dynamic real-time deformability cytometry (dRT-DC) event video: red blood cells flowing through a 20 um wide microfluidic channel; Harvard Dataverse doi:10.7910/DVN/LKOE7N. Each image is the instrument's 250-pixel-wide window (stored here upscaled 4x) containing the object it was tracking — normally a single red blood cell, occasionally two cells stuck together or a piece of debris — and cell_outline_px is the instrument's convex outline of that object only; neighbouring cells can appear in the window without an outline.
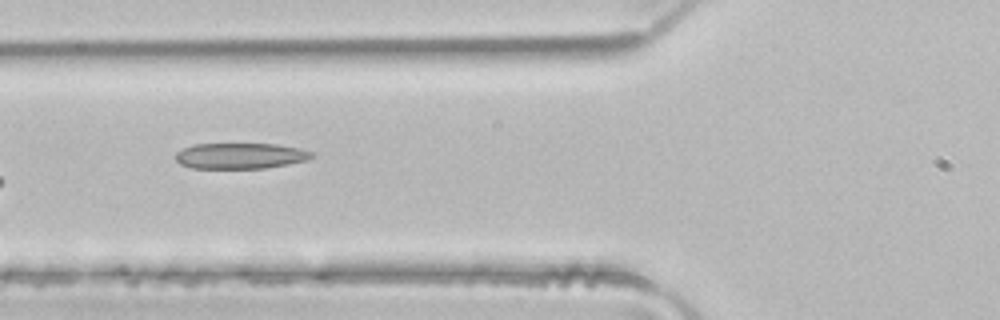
{"species": "common noctule bat (a hibernating species)", "species_latin": "Nyctalus noctula", "temperature_condition": "room temperature", "stored_images_in_passage": 5, "camera_frame_rate_fps": 3000, "um_per_image_px": 0.085, "animal": {"sex": "male", "body_mass_g": 21.5, "forearm_length_mm": 52.0}, "frame": {"image": 1, "passage_image": 5, "time_ms": 1.333, "image_size_px": [1000, 320], "cell_outline_px": [[316, 156], [308, 160], [288, 164], [264, 168], [192, 168], [180, 164], [176, 160], [176, 152], [184, 148], [196, 144], [276, 144], [300, 148], [312, 152]], "centroid_in_image_um": [20.46, 13.25], "position_along_channel_um": 105.3, "area_um2": 20.46}}